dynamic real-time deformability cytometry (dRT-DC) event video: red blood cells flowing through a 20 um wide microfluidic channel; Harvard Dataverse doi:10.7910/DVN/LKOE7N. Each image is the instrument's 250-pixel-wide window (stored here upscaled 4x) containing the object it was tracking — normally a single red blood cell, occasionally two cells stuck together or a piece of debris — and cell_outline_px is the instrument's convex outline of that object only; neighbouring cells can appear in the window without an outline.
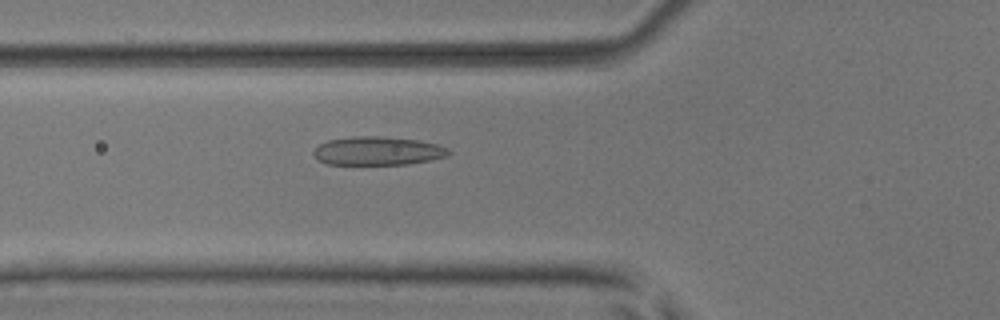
{"species": "common noctule bat (a hibernating species)", "species_latin": "Nyctalus noctula", "temperature_condition": "room temperature", "stored_images_in_passage": 40, "camera_frame_rate_fps": 3000, "um_per_image_px": 0.085, "animal": {"sex": "male", "body_mass_g": 17.9, "forearm_length_mm": 54.2}, "frame": {"image": 1, "passage_image": 8, "time_ms": 2.333, "image_size_px": [1000, 320], "cell_outline_px": [[452, 152], [448, 156], [432, 160], [408, 164], [328, 164], [320, 160], [312, 152], [320, 144], [328, 140], [352, 136], [380, 136], [420, 140], [436, 144], [448, 148]], "centroid_in_image_um": [32.16, 12.82], "position_along_channel_um": 93.6, "area_um2": 22.48}}
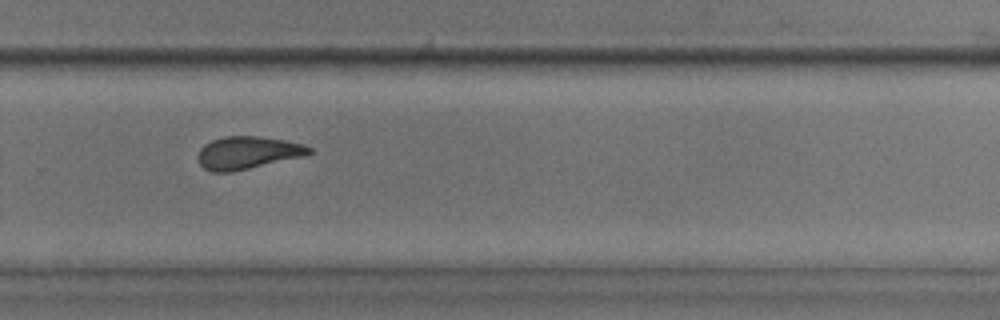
{"frame": {"image": 2, "passage_image": 24, "time_ms": 7.667, "image_size_px": [1000, 320], "cell_outline_px": [[312, 152], [308, 156], [232, 172], [212, 172], [204, 168], [200, 164], [196, 156], [200, 148], [204, 144], [212, 140], [224, 136], [256, 136], [284, 140], [304, 144], [312, 148]], "centroid_in_image_um": [21.07, 12.99], "position_along_channel_um": 308.7, "area_um2": 21.5}}
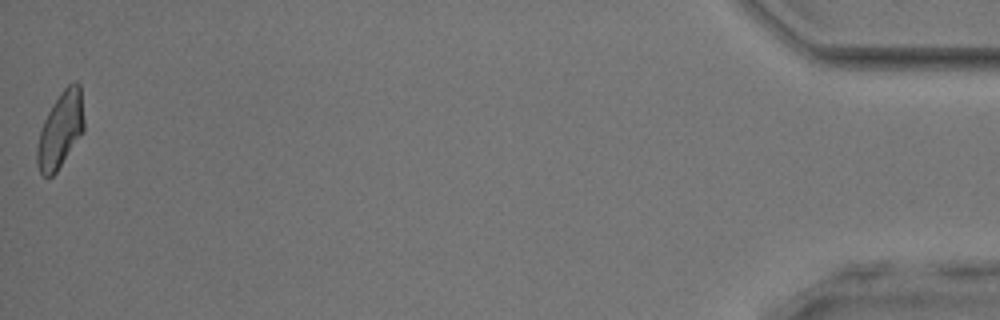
{"frame": {"image": 3, "passage_image": 40, "time_ms": 13.0, "image_size_px": [1000, 320], "cell_outline_px": [[84, 132], [56, 172], [52, 176], [44, 176], [40, 172], [36, 164], [36, 148], [40, 132], [44, 120], [52, 104], [60, 92], [72, 80], [76, 80], [80, 84], [84, 120]], "centroid_in_image_um": [5.15, 11.02], "position_along_channel_um": 430.1, "area_um2": 20.92}, "authors_computed_cell_mechanics": {"area_um2": 21.5016, "velocity_mm_per_s": 4.047, "shape_relaxation_time_tau1_ms": null, "shape_relaxation_time_tau2_ms": 1.6298, "deformation_change_tau1": null, "deformation_change_tau2": 0.0839}}